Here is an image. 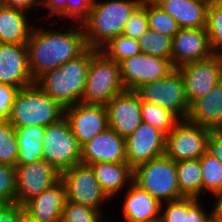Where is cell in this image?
<instances>
[{
	"label": "cell",
	"mask_w": 222,
	"mask_h": 222,
	"mask_svg": "<svg viewBox=\"0 0 222 222\" xmlns=\"http://www.w3.org/2000/svg\"><path fill=\"white\" fill-rule=\"evenodd\" d=\"M78 25L75 30L72 28L67 32L32 29L26 47L34 81L44 72L59 68L68 60L78 57L88 48L83 25Z\"/></svg>",
	"instance_id": "6da1fadb"
},
{
	"label": "cell",
	"mask_w": 222,
	"mask_h": 222,
	"mask_svg": "<svg viewBox=\"0 0 222 222\" xmlns=\"http://www.w3.org/2000/svg\"><path fill=\"white\" fill-rule=\"evenodd\" d=\"M97 51L88 47L81 55L68 60L59 68L44 72L35 80V84L64 109L80 103L90 60Z\"/></svg>",
	"instance_id": "7a4b0ae2"
},
{
	"label": "cell",
	"mask_w": 222,
	"mask_h": 222,
	"mask_svg": "<svg viewBox=\"0 0 222 222\" xmlns=\"http://www.w3.org/2000/svg\"><path fill=\"white\" fill-rule=\"evenodd\" d=\"M143 0L93 1L89 17L82 23L88 47L100 50L122 34L133 11Z\"/></svg>",
	"instance_id": "3957f363"
},
{
	"label": "cell",
	"mask_w": 222,
	"mask_h": 222,
	"mask_svg": "<svg viewBox=\"0 0 222 222\" xmlns=\"http://www.w3.org/2000/svg\"><path fill=\"white\" fill-rule=\"evenodd\" d=\"M64 116V108L35 83L16 94L8 121L13 127H47Z\"/></svg>",
	"instance_id": "277c9868"
},
{
	"label": "cell",
	"mask_w": 222,
	"mask_h": 222,
	"mask_svg": "<svg viewBox=\"0 0 222 222\" xmlns=\"http://www.w3.org/2000/svg\"><path fill=\"white\" fill-rule=\"evenodd\" d=\"M133 182L160 203L183 198L178 185L176 162L165 155L136 167Z\"/></svg>",
	"instance_id": "5b68a950"
},
{
	"label": "cell",
	"mask_w": 222,
	"mask_h": 222,
	"mask_svg": "<svg viewBox=\"0 0 222 222\" xmlns=\"http://www.w3.org/2000/svg\"><path fill=\"white\" fill-rule=\"evenodd\" d=\"M124 90L120 65L98 50L90 60L81 102L106 105Z\"/></svg>",
	"instance_id": "8992f818"
},
{
	"label": "cell",
	"mask_w": 222,
	"mask_h": 222,
	"mask_svg": "<svg viewBox=\"0 0 222 222\" xmlns=\"http://www.w3.org/2000/svg\"><path fill=\"white\" fill-rule=\"evenodd\" d=\"M42 153L43 160L60 173L81 164V147L65 116L46 127Z\"/></svg>",
	"instance_id": "52a82bcc"
},
{
	"label": "cell",
	"mask_w": 222,
	"mask_h": 222,
	"mask_svg": "<svg viewBox=\"0 0 222 222\" xmlns=\"http://www.w3.org/2000/svg\"><path fill=\"white\" fill-rule=\"evenodd\" d=\"M136 92L140 101L168 109L180 120L187 119L190 105L186 98L184 79L177 68L161 80L140 86Z\"/></svg>",
	"instance_id": "ba28073f"
},
{
	"label": "cell",
	"mask_w": 222,
	"mask_h": 222,
	"mask_svg": "<svg viewBox=\"0 0 222 222\" xmlns=\"http://www.w3.org/2000/svg\"><path fill=\"white\" fill-rule=\"evenodd\" d=\"M210 128L180 120L165 136L164 155L175 162L199 159L207 152Z\"/></svg>",
	"instance_id": "9c48e42d"
},
{
	"label": "cell",
	"mask_w": 222,
	"mask_h": 222,
	"mask_svg": "<svg viewBox=\"0 0 222 222\" xmlns=\"http://www.w3.org/2000/svg\"><path fill=\"white\" fill-rule=\"evenodd\" d=\"M65 186L67 201L100 211L101 204L108 200L102 191L91 166L78 164L60 173Z\"/></svg>",
	"instance_id": "30bf717a"
},
{
	"label": "cell",
	"mask_w": 222,
	"mask_h": 222,
	"mask_svg": "<svg viewBox=\"0 0 222 222\" xmlns=\"http://www.w3.org/2000/svg\"><path fill=\"white\" fill-rule=\"evenodd\" d=\"M185 83L186 98L191 105L208 94L222 80V54L190 62L177 68Z\"/></svg>",
	"instance_id": "8fae6325"
},
{
	"label": "cell",
	"mask_w": 222,
	"mask_h": 222,
	"mask_svg": "<svg viewBox=\"0 0 222 222\" xmlns=\"http://www.w3.org/2000/svg\"><path fill=\"white\" fill-rule=\"evenodd\" d=\"M119 65L125 89L134 91L144 84L161 80L175 69L169 59L144 53L127 58Z\"/></svg>",
	"instance_id": "7c38bea8"
},
{
	"label": "cell",
	"mask_w": 222,
	"mask_h": 222,
	"mask_svg": "<svg viewBox=\"0 0 222 222\" xmlns=\"http://www.w3.org/2000/svg\"><path fill=\"white\" fill-rule=\"evenodd\" d=\"M64 116L80 147L109 128L106 105L80 102L65 108Z\"/></svg>",
	"instance_id": "4fadbf2b"
},
{
	"label": "cell",
	"mask_w": 222,
	"mask_h": 222,
	"mask_svg": "<svg viewBox=\"0 0 222 222\" xmlns=\"http://www.w3.org/2000/svg\"><path fill=\"white\" fill-rule=\"evenodd\" d=\"M16 203L24 205L60 180V172L45 160L16 165Z\"/></svg>",
	"instance_id": "5bb4252c"
},
{
	"label": "cell",
	"mask_w": 222,
	"mask_h": 222,
	"mask_svg": "<svg viewBox=\"0 0 222 222\" xmlns=\"http://www.w3.org/2000/svg\"><path fill=\"white\" fill-rule=\"evenodd\" d=\"M165 134L142 121L126 139V163L134 170L165 153Z\"/></svg>",
	"instance_id": "9a60e30c"
},
{
	"label": "cell",
	"mask_w": 222,
	"mask_h": 222,
	"mask_svg": "<svg viewBox=\"0 0 222 222\" xmlns=\"http://www.w3.org/2000/svg\"><path fill=\"white\" fill-rule=\"evenodd\" d=\"M109 128L122 137L132 134L142 122L141 101L134 90H124L106 104Z\"/></svg>",
	"instance_id": "2e32d148"
},
{
	"label": "cell",
	"mask_w": 222,
	"mask_h": 222,
	"mask_svg": "<svg viewBox=\"0 0 222 222\" xmlns=\"http://www.w3.org/2000/svg\"><path fill=\"white\" fill-rule=\"evenodd\" d=\"M213 54L206 28H183L172 38L171 64L174 68Z\"/></svg>",
	"instance_id": "e0dca14e"
},
{
	"label": "cell",
	"mask_w": 222,
	"mask_h": 222,
	"mask_svg": "<svg viewBox=\"0 0 222 222\" xmlns=\"http://www.w3.org/2000/svg\"><path fill=\"white\" fill-rule=\"evenodd\" d=\"M34 83L26 44L0 43V84L22 89Z\"/></svg>",
	"instance_id": "ac0fdd59"
},
{
	"label": "cell",
	"mask_w": 222,
	"mask_h": 222,
	"mask_svg": "<svg viewBox=\"0 0 222 222\" xmlns=\"http://www.w3.org/2000/svg\"><path fill=\"white\" fill-rule=\"evenodd\" d=\"M126 163V139L107 128L81 147V164Z\"/></svg>",
	"instance_id": "d6986e66"
},
{
	"label": "cell",
	"mask_w": 222,
	"mask_h": 222,
	"mask_svg": "<svg viewBox=\"0 0 222 222\" xmlns=\"http://www.w3.org/2000/svg\"><path fill=\"white\" fill-rule=\"evenodd\" d=\"M67 201L65 186L61 180L27 201L25 212L42 222H61L62 213Z\"/></svg>",
	"instance_id": "ffe728a7"
},
{
	"label": "cell",
	"mask_w": 222,
	"mask_h": 222,
	"mask_svg": "<svg viewBox=\"0 0 222 222\" xmlns=\"http://www.w3.org/2000/svg\"><path fill=\"white\" fill-rule=\"evenodd\" d=\"M173 17L179 27L206 28L207 12L211 0H153Z\"/></svg>",
	"instance_id": "44dd1931"
},
{
	"label": "cell",
	"mask_w": 222,
	"mask_h": 222,
	"mask_svg": "<svg viewBox=\"0 0 222 222\" xmlns=\"http://www.w3.org/2000/svg\"><path fill=\"white\" fill-rule=\"evenodd\" d=\"M125 200L123 201V213L125 221L142 222L160 220V210L163 206L147 191L142 190L134 182L128 183Z\"/></svg>",
	"instance_id": "7402d4cb"
},
{
	"label": "cell",
	"mask_w": 222,
	"mask_h": 222,
	"mask_svg": "<svg viewBox=\"0 0 222 222\" xmlns=\"http://www.w3.org/2000/svg\"><path fill=\"white\" fill-rule=\"evenodd\" d=\"M187 120L212 130L222 129V80L190 105Z\"/></svg>",
	"instance_id": "603a6c76"
},
{
	"label": "cell",
	"mask_w": 222,
	"mask_h": 222,
	"mask_svg": "<svg viewBox=\"0 0 222 222\" xmlns=\"http://www.w3.org/2000/svg\"><path fill=\"white\" fill-rule=\"evenodd\" d=\"M90 166L108 198L122 191L129 181L133 182V169L127 163L99 162Z\"/></svg>",
	"instance_id": "cb8c5ba5"
},
{
	"label": "cell",
	"mask_w": 222,
	"mask_h": 222,
	"mask_svg": "<svg viewBox=\"0 0 222 222\" xmlns=\"http://www.w3.org/2000/svg\"><path fill=\"white\" fill-rule=\"evenodd\" d=\"M24 13L0 4V43L27 44L33 27Z\"/></svg>",
	"instance_id": "d4e9b609"
},
{
	"label": "cell",
	"mask_w": 222,
	"mask_h": 222,
	"mask_svg": "<svg viewBox=\"0 0 222 222\" xmlns=\"http://www.w3.org/2000/svg\"><path fill=\"white\" fill-rule=\"evenodd\" d=\"M18 144L16 165H27L43 160L44 126L14 127Z\"/></svg>",
	"instance_id": "484cf974"
},
{
	"label": "cell",
	"mask_w": 222,
	"mask_h": 222,
	"mask_svg": "<svg viewBox=\"0 0 222 222\" xmlns=\"http://www.w3.org/2000/svg\"><path fill=\"white\" fill-rule=\"evenodd\" d=\"M177 179L183 197L199 199L203 194L202 171L199 159L176 162Z\"/></svg>",
	"instance_id": "4316f807"
},
{
	"label": "cell",
	"mask_w": 222,
	"mask_h": 222,
	"mask_svg": "<svg viewBox=\"0 0 222 222\" xmlns=\"http://www.w3.org/2000/svg\"><path fill=\"white\" fill-rule=\"evenodd\" d=\"M142 121L147 122L167 135L180 121L170 110L157 104L141 101Z\"/></svg>",
	"instance_id": "83f0119b"
},
{
	"label": "cell",
	"mask_w": 222,
	"mask_h": 222,
	"mask_svg": "<svg viewBox=\"0 0 222 222\" xmlns=\"http://www.w3.org/2000/svg\"><path fill=\"white\" fill-rule=\"evenodd\" d=\"M137 41L141 53L171 61L172 37L148 29Z\"/></svg>",
	"instance_id": "f1b7e54d"
},
{
	"label": "cell",
	"mask_w": 222,
	"mask_h": 222,
	"mask_svg": "<svg viewBox=\"0 0 222 222\" xmlns=\"http://www.w3.org/2000/svg\"><path fill=\"white\" fill-rule=\"evenodd\" d=\"M202 171L203 193L210 191L212 195L222 192V163L210 153H204L200 158Z\"/></svg>",
	"instance_id": "f546056e"
},
{
	"label": "cell",
	"mask_w": 222,
	"mask_h": 222,
	"mask_svg": "<svg viewBox=\"0 0 222 222\" xmlns=\"http://www.w3.org/2000/svg\"><path fill=\"white\" fill-rule=\"evenodd\" d=\"M99 51L108 59L120 63L123 60L141 53L138 41L131 37L120 34L111 39Z\"/></svg>",
	"instance_id": "4dcf8cb0"
},
{
	"label": "cell",
	"mask_w": 222,
	"mask_h": 222,
	"mask_svg": "<svg viewBox=\"0 0 222 222\" xmlns=\"http://www.w3.org/2000/svg\"><path fill=\"white\" fill-rule=\"evenodd\" d=\"M146 11L149 29L172 38L181 29L177 21L153 0H146Z\"/></svg>",
	"instance_id": "1f68e13d"
},
{
	"label": "cell",
	"mask_w": 222,
	"mask_h": 222,
	"mask_svg": "<svg viewBox=\"0 0 222 222\" xmlns=\"http://www.w3.org/2000/svg\"><path fill=\"white\" fill-rule=\"evenodd\" d=\"M206 30L214 54H222V0H211L207 12Z\"/></svg>",
	"instance_id": "d6a6232c"
},
{
	"label": "cell",
	"mask_w": 222,
	"mask_h": 222,
	"mask_svg": "<svg viewBox=\"0 0 222 222\" xmlns=\"http://www.w3.org/2000/svg\"><path fill=\"white\" fill-rule=\"evenodd\" d=\"M17 156L15 128L8 120H0V163L16 166Z\"/></svg>",
	"instance_id": "836d02e7"
},
{
	"label": "cell",
	"mask_w": 222,
	"mask_h": 222,
	"mask_svg": "<svg viewBox=\"0 0 222 222\" xmlns=\"http://www.w3.org/2000/svg\"><path fill=\"white\" fill-rule=\"evenodd\" d=\"M100 212L94 208L66 201L61 222H99Z\"/></svg>",
	"instance_id": "e575fe53"
},
{
	"label": "cell",
	"mask_w": 222,
	"mask_h": 222,
	"mask_svg": "<svg viewBox=\"0 0 222 222\" xmlns=\"http://www.w3.org/2000/svg\"><path fill=\"white\" fill-rule=\"evenodd\" d=\"M15 167L0 163V205L16 202Z\"/></svg>",
	"instance_id": "d590c367"
},
{
	"label": "cell",
	"mask_w": 222,
	"mask_h": 222,
	"mask_svg": "<svg viewBox=\"0 0 222 222\" xmlns=\"http://www.w3.org/2000/svg\"><path fill=\"white\" fill-rule=\"evenodd\" d=\"M148 29L149 26L148 15L146 11V0H143L142 3L133 11L131 16L127 20L122 34L137 40Z\"/></svg>",
	"instance_id": "8d00e7d4"
},
{
	"label": "cell",
	"mask_w": 222,
	"mask_h": 222,
	"mask_svg": "<svg viewBox=\"0 0 222 222\" xmlns=\"http://www.w3.org/2000/svg\"><path fill=\"white\" fill-rule=\"evenodd\" d=\"M166 208L160 214L159 222H185L186 197L166 202Z\"/></svg>",
	"instance_id": "74e56055"
},
{
	"label": "cell",
	"mask_w": 222,
	"mask_h": 222,
	"mask_svg": "<svg viewBox=\"0 0 222 222\" xmlns=\"http://www.w3.org/2000/svg\"><path fill=\"white\" fill-rule=\"evenodd\" d=\"M94 0H66V17L82 24L91 11ZM74 18V19H73Z\"/></svg>",
	"instance_id": "f35d334b"
},
{
	"label": "cell",
	"mask_w": 222,
	"mask_h": 222,
	"mask_svg": "<svg viewBox=\"0 0 222 222\" xmlns=\"http://www.w3.org/2000/svg\"><path fill=\"white\" fill-rule=\"evenodd\" d=\"M20 89L10 85L0 84V120H8L11 109Z\"/></svg>",
	"instance_id": "ab89813d"
},
{
	"label": "cell",
	"mask_w": 222,
	"mask_h": 222,
	"mask_svg": "<svg viewBox=\"0 0 222 222\" xmlns=\"http://www.w3.org/2000/svg\"><path fill=\"white\" fill-rule=\"evenodd\" d=\"M199 202V199L186 197L185 222H212L211 214L206 213Z\"/></svg>",
	"instance_id": "60d3db41"
},
{
	"label": "cell",
	"mask_w": 222,
	"mask_h": 222,
	"mask_svg": "<svg viewBox=\"0 0 222 222\" xmlns=\"http://www.w3.org/2000/svg\"><path fill=\"white\" fill-rule=\"evenodd\" d=\"M24 207L18 203L0 205V222H20Z\"/></svg>",
	"instance_id": "b9f144b4"
},
{
	"label": "cell",
	"mask_w": 222,
	"mask_h": 222,
	"mask_svg": "<svg viewBox=\"0 0 222 222\" xmlns=\"http://www.w3.org/2000/svg\"><path fill=\"white\" fill-rule=\"evenodd\" d=\"M207 152L222 163V129L211 130Z\"/></svg>",
	"instance_id": "7bdbcfd3"
},
{
	"label": "cell",
	"mask_w": 222,
	"mask_h": 222,
	"mask_svg": "<svg viewBox=\"0 0 222 222\" xmlns=\"http://www.w3.org/2000/svg\"><path fill=\"white\" fill-rule=\"evenodd\" d=\"M40 5L50 9L49 15L57 14V16L66 17V0H40Z\"/></svg>",
	"instance_id": "ee69618b"
},
{
	"label": "cell",
	"mask_w": 222,
	"mask_h": 222,
	"mask_svg": "<svg viewBox=\"0 0 222 222\" xmlns=\"http://www.w3.org/2000/svg\"><path fill=\"white\" fill-rule=\"evenodd\" d=\"M0 4L6 7L16 8L26 12V10L32 9L35 6L39 7L40 0H1Z\"/></svg>",
	"instance_id": "f6af8a7d"
},
{
	"label": "cell",
	"mask_w": 222,
	"mask_h": 222,
	"mask_svg": "<svg viewBox=\"0 0 222 222\" xmlns=\"http://www.w3.org/2000/svg\"><path fill=\"white\" fill-rule=\"evenodd\" d=\"M215 204L211 211L212 222H222V192L215 194Z\"/></svg>",
	"instance_id": "bcb514c9"
},
{
	"label": "cell",
	"mask_w": 222,
	"mask_h": 222,
	"mask_svg": "<svg viewBox=\"0 0 222 222\" xmlns=\"http://www.w3.org/2000/svg\"><path fill=\"white\" fill-rule=\"evenodd\" d=\"M20 222H42V221L32 218L24 211L23 214L21 215Z\"/></svg>",
	"instance_id": "7dc6e473"
},
{
	"label": "cell",
	"mask_w": 222,
	"mask_h": 222,
	"mask_svg": "<svg viewBox=\"0 0 222 222\" xmlns=\"http://www.w3.org/2000/svg\"><path fill=\"white\" fill-rule=\"evenodd\" d=\"M129 222V221H126ZM142 222H159V220H153V221H142Z\"/></svg>",
	"instance_id": "c3c4849f"
}]
</instances>
